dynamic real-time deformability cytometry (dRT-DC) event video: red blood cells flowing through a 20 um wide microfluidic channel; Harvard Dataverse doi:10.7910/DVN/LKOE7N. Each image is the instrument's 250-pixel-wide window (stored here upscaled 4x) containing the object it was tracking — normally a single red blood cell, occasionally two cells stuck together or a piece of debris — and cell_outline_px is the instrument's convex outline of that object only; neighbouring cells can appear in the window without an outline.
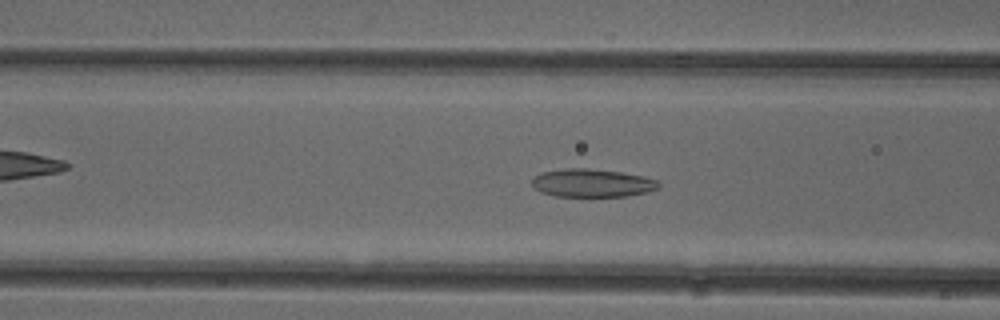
{"species": "common noctule bat (a hibernating species)", "species_latin": "Nyctalus noctula", "temperature_condition": "cold", "stored_images_in_passage": 51, "camera_frame_rate_fps": 3000, "um_per_image_px": 0.085, "animal": {"sex": "female"}, "frame": {"image": 1, "passage_image": 19, "time_ms": 6.0, "image_size_px": [1000, 320], "cell_outline_px": [[660, 188], [628, 196], [552, 196], [540, 192], [532, 188], [532, 180], [540, 172], [568, 168], [588, 168], [620, 172], [644, 176], [656, 180], [660, 184]], "centroid_in_image_um": [50.29, 15.56], "position_along_channel_um": 116.3, "area_um2": 20.81}}
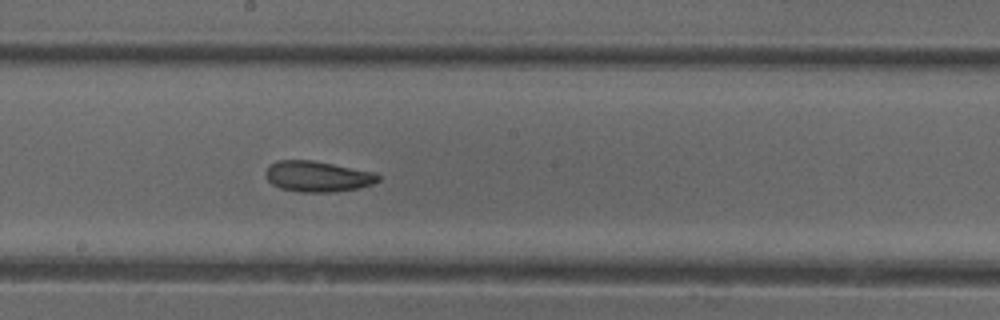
{"frame": {"image": 2, "passage_image": 27, "time_ms": 8.667, "image_size_px": [1000, 320], "cell_outline_px": [[380, 180], [372, 184], [356, 188], [332, 192], [300, 192], [280, 188], [272, 184], [264, 176], [264, 172], [276, 160], [312, 160], [376, 172], [380, 176]], "centroid_in_image_um": [26.99, 14.99], "position_along_channel_um": 221.2, "area_um2": 20.17}}
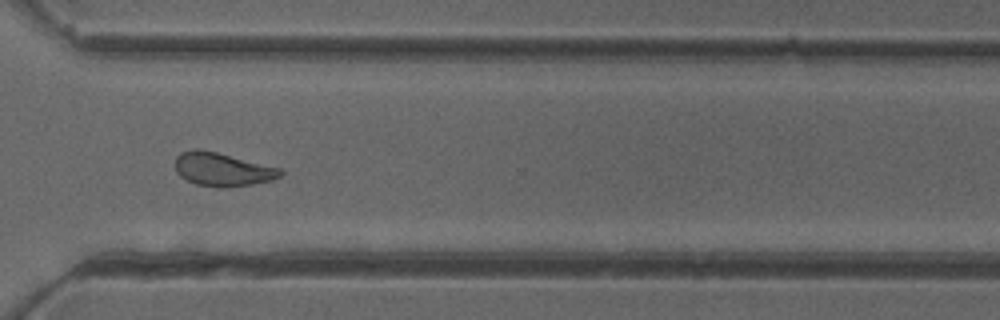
{"frame": {"image": 3, "passage_image": 37, "time_ms": 12.0, "image_size_px": [1000, 320], "cell_outline_px": [[284, 172], [280, 176], [272, 180], [252, 184], [224, 188], [216, 188], [196, 184], [180, 176], [176, 172], [176, 156], [180, 152], [192, 148], [196, 148], [216, 152], [280, 168]], "centroid_in_image_um": [18.88, 14.4], "position_along_channel_um": 351.7, "area_um2": 20.52}, "authors_computed_cell_mechanics": {"area_um2": 20.8658, "velocity_mm_per_s": 3.9234, "shape_relaxation_time_tau1_ms": 8.1069, "shape_relaxation_time_tau2_ms": 4.8307, "deformation_change_tau1": 0.1551, "deformation_change_tau2": 0.1241}}